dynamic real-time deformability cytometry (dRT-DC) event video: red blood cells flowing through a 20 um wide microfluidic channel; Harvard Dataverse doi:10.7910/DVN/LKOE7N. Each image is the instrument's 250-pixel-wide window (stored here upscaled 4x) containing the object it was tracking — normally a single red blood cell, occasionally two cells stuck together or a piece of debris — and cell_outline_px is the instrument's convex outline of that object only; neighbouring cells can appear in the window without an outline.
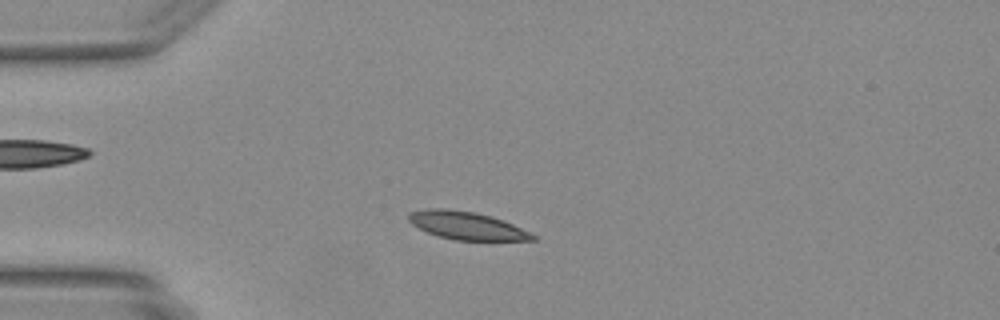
{"species": "Egyptian fruit bat (a non-hibernating species)", "species_latin": "Rousettus aegyptiacus", "temperature_condition": "warm", "stored_images_in_passage": 44, "camera_frame_rate_fps": 3000, "um_per_image_px": 0.085, "animal": {"sex": "female"}, "frame": {"image": 1, "passage_image": 9, "time_ms": 2.667, "image_size_px": [1000, 320], "cell_outline_px": [[536, 240], [456, 240], [440, 236], [428, 232], [412, 224], [408, 220], [408, 212], [424, 208], [448, 208], [476, 212], [492, 216], [504, 220], [536, 236]], "centroid_in_image_um": [39.63, 19.15], "position_along_channel_um": 45.4, "area_um2": 20.11}}
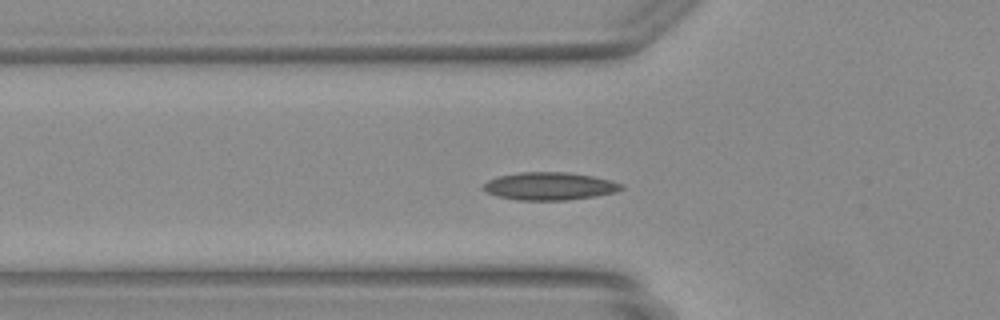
{"frame": {"image": 2, "passage_image": 13, "time_ms": 4.0, "image_size_px": [1000, 320], "cell_outline_px": [[624, 188], [616, 192], [568, 200], [516, 200], [496, 196], [480, 188], [488, 180], [500, 176], [520, 172], [572, 172], [592, 176], [624, 184]], "centroid_in_image_um": [46.7, 15.82], "position_along_channel_um": 79.1, "area_um2": 22.31}}
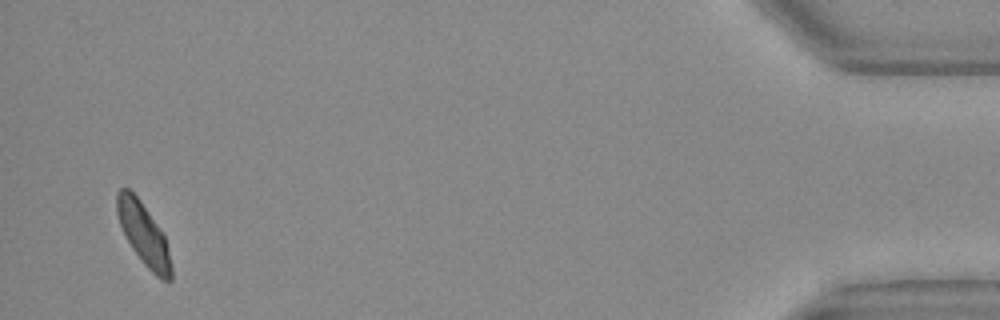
{"frame": {"image": 3, "passage_image": 43, "time_ms": 14.0, "image_size_px": [1000, 320], "cell_outline_px": [[172, 280], [160, 280], [144, 264], [132, 248], [120, 224], [116, 212], [116, 192], [120, 188], [128, 188], [140, 200], [164, 236], [172, 268]], "centroid_in_image_um": [12.19, 19.9], "position_along_channel_um": 423.0, "area_um2": 19.13}}